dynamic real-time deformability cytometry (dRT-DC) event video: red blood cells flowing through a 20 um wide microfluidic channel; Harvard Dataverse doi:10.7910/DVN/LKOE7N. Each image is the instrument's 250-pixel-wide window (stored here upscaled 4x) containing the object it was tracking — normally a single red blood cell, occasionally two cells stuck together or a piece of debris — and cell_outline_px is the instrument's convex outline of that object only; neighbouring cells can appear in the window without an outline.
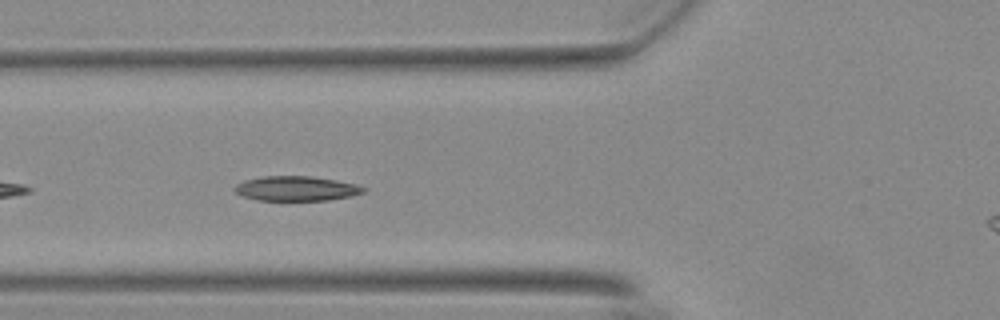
{"species": "Egyptian fruit bat (a non-hibernating species)", "species_latin": "Rousettus aegyptiacus", "temperature_condition": "warm", "stored_images_in_passage": 33, "camera_frame_rate_fps": 3000, "um_per_image_px": 0.085, "animal": {"sex": "female"}, "frame": {"image": 1, "passage_image": 5, "time_ms": 1.333, "image_size_px": [1000, 320], "cell_outline_px": [[368, 188], [364, 192], [352, 196], [328, 200], [256, 200], [240, 196], [232, 188], [236, 184], [244, 180], [264, 176], [308, 176], [336, 180], [356, 184]], "centroid_in_image_um": [25.16, 16.02], "position_along_channel_um": 100.6, "area_um2": 18.67}}
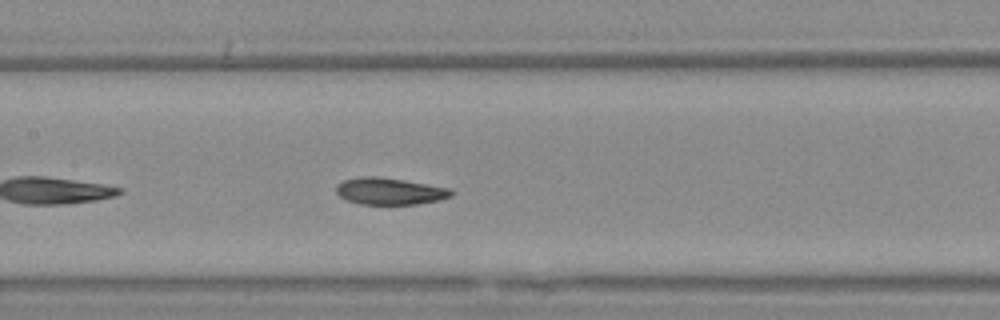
{"frame": {"image": 2, "passage_image": 11, "time_ms": 3.333, "image_size_px": [1000, 320], "cell_outline_px": [[456, 192], [452, 196], [440, 200], [416, 204], [360, 204], [348, 200], [340, 196], [336, 192], [336, 184], [344, 180], [360, 176], [376, 176], [404, 180], [452, 188]], "centroid_in_image_um": [33.17, 16.24], "position_along_channel_um": 174.2, "area_um2": 18.15}}
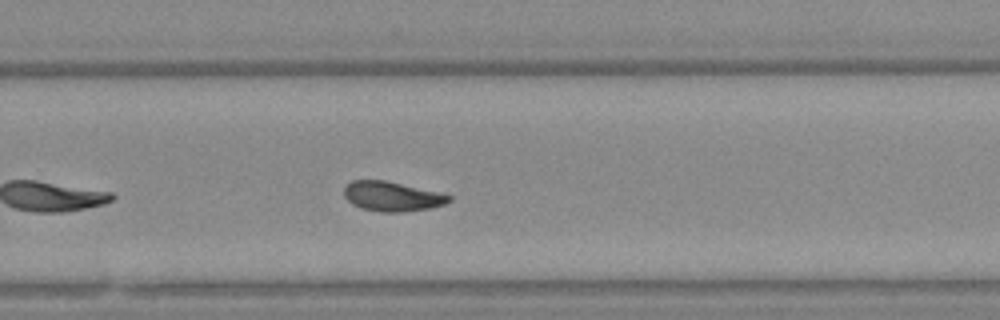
{"frame": {"image": 3, "passage_image": 21, "time_ms": 6.667, "image_size_px": [1000, 320], "cell_outline_px": [[452, 200], [444, 204], [432, 208], [404, 212], [380, 212], [360, 208], [352, 204], [344, 196], [344, 188], [352, 180], [384, 180], [436, 192], [452, 196]], "centroid_in_image_um": [33.31, 16.71], "position_along_channel_um": 296.5, "area_um2": 18.03}, "authors_computed_cell_mechanics": {"area_um2": 18.7272, "velocity_mm_per_s": 3.6847, "shape_relaxation_time_tau1_ms": 7.5788, "shape_relaxation_time_tau2_ms": 3.3686, "deformation_change_tau1": 0.1813, "deformation_change_tau2": 0.0813}}